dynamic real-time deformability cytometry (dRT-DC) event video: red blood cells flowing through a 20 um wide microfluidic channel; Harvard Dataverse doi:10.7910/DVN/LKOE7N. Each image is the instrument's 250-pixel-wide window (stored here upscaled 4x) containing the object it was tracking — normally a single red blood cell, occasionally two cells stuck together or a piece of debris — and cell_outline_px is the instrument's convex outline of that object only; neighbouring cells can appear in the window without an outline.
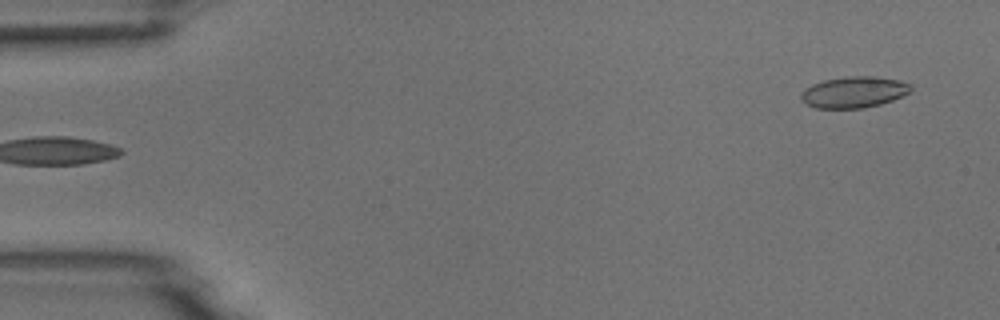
{"species": "common noctule bat (a hibernating species)", "species_latin": "Nyctalus noctula", "temperature_condition": "room temperature", "stored_images_in_passage": 6, "segment_of_instrument_passage": [2, 2], "camera_frame_rate_fps": 3000, "um_per_image_px": 0.085, "animal": {"sex": "male", "body_mass_g": 18.8}, "frame": {"image": 1, "passage_image": 6, "time_ms": 5.667, "image_size_px": [1000, 320], "cell_outline_px": [[912, 88], [908, 92], [892, 100], [880, 104], [864, 108], [816, 108], [804, 104], [800, 100], [800, 92], [804, 88], [812, 84], [824, 80], [844, 76], [872, 76], [900, 80], [912, 84]], "centroid_in_image_um": [72.52, 7.83], "position_along_channel_um": 12.5, "area_um2": 20.17}}